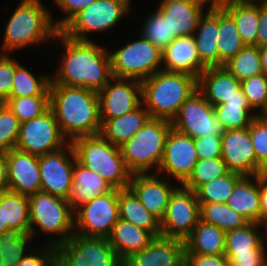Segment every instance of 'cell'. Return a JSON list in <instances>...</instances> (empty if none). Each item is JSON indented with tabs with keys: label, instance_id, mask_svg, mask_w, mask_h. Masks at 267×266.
I'll return each instance as SVG.
<instances>
[{
	"label": "cell",
	"instance_id": "ffe728a7",
	"mask_svg": "<svg viewBox=\"0 0 267 266\" xmlns=\"http://www.w3.org/2000/svg\"><path fill=\"white\" fill-rule=\"evenodd\" d=\"M5 156L8 190L27 196L41 191L38 156L16 148Z\"/></svg>",
	"mask_w": 267,
	"mask_h": 266
},
{
	"label": "cell",
	"instance_id": "5bb4252c",
	"mask_svg": "<svg viewBox=\"0 0 267 266\" xmlns=\"http://www.w3.org/2000/svg\"><path fill=\"white\" fill-rule=\"evenodd\" d=\"M75 159L70 142L56 151L39 156L41 191L68 200L73 184Z\"/></svg>",
	"mask_w": 267,
	"mask_h": 266
},
{
	"label": "cell",
	"instance_id": "d6a6232c",
	"mask_svg": "<svg viewBox=\"0 0 267 266\" xmlns=\"http://www.w3.org/2000/svg\"><path fill=\"white\" fill-rule=\"evenodd\" d=\"M214 111L223 131L247 128L257 115L246 96L231 97L224 104L214 106Z\"/></svg>",
	"mask_w": 267,
	"mask_h": 266
},
{
	"label": "cell",
	"instance_id": "44dd1931",
	"mask_svg": "<svg viewBox=\"0 0 267 266\" xmlns=\"http://www.w3.org/2000/svg\"><path fill=\"white\" fill-rule=\"evenodd\" d=\"M124 266H185V243L180 239L155 237L144 250L127 258Z\"/></svg>",
	"mask_w": 267,
	"mask_h": 266
},
{
	"label": "cell",
	"instance_id": "484cf974",
	"mask_svg": "<svg viewBox=\"0 0 267 266\" xmlns=\"http://www.w3.org/2000/svg\"><path fill=\"white\" fill-rule=\"evenodd\" d=\"M218 31V9L206 10L193 34L198 56L206 68L219 67Z\"/></svg>",
	"mask_w": 267,
	"mask_h": 266
},
{
	"label": "cell",
	"instance_id": "4dcf8cb0",
	"mask_svg": "<svg viewBox=\"0 0 267 266\" xmlns=\"http://www.w3.org/2000/svg\"><path fill=\"white\" fill-rule=\"evenodd\" d=\"M184 243L185 254L222 255L225 254L226 232L200 220Z\"/></svg>",
	"mask_w": 267,
	"mask_h": 266
},
{
	"label": "cell",
	"instance_id": "74e56055",
	"mask_svg": "<svg viewBox=\"0 0 267 266\" xmlns=\"http://www.w3.org/2000/svg\"><path fill=\"white\" fill-rule=\"evenodd\" d=\"M29 68L20 64L16 68L14 83L9 97H26L33 95H50V74L40 73L36 77Z\"/></svg>",
	"mask_w": 267,
	"mask_h": 266
},
{
	"label": "cell",
	"instance_id": "277c9868",
	"mask_svg": "<svg viewBox=\"0 0 267 266\" xmlns=\"http://www.w3.org/2000/svg\"><path fill=\"white\" fill-rule=\"evenodd\" d=\"M197 90V78L160 70L141 81L142 104L150 118L172 121L181 105Z\"/></svg>",
	"mask_w": 267,
	"mask_h": 266
},
{
	"label": "cell",
	"instance_id": "cb8c5ba5",
	"mask_svg": "<svg viewBox=\"0 0 267 266\" xmlns=\"http://www.w3.org/2000/svg\"><path fill=\"white\" fill-rule=\"evenodd\" d=\"M157 10L168 21L170 34L193 36L205 8L193 0H160Z\"/></svg>",
	"mask_w": 267,
	"mask_h": 266
},
{
	"label": "cell",
	"instance_id": "7402d4cb",
	"mask_svg": "<svg viewBox=\"0 0 267 266\" xmlns=\"http://www.w3.org/2000/svg\"><path fill=\"white\" fill-rule=\"evenodd\" d=\"M197 90L213 107L231 97L245 96L241 81L225 67L206 68L197 79Z\"/></svg>",
	"mask_w": 267,
	"mask_h": 266
},
{
	"label": "cell",
	"instance_id": "30bf717a",
	"mask_svg": "<svg viewBox=\"0 0 267 266\" xmlns=\"http://www.w3.org/2000/svg\"><path fill=\"white\" fill-rule=\"evenodd\" d=\"M56 250L60 266H124V261L104 237L74 233Z\"/></svg>",
	"mask_w": 267,
	"mask_h": 266
},
{
	"label": "cell",
	"instance_id": "91938a15",
	"mask_svg": "<svg viewBox=\"0 0 267 266\" xmlns=\"http://www.w3.org/2000/svg\"><path fill=\"white\" fill-rule=\"evenodd\" d=\"M12 233L7 224H4L3 215V192L0 193V235Z\"/></svg>",
	"mask_w": 267,
	"mask_h": 266
},
{
	"label": "cell",
	"instance_id": "816d5d0a",
	"mask_svg": "<svg viewBox=\"0 0 267 266\" xmlns=\"http://www.w3.org/2000/svg\"><path fill=\"white\" fill-rule=\"evenodd\" d=\"M96 0H53L65 15L61 20H53L58 30H61L78 12L93 4Z\"/></svg>",
	"mask_w": 267,
	"mask_h": 266
},
{
	"label": "cell",
	"instance_id": "f5cc1de1",
	"mask_svg": "<svg viewBox=\"0 0 267 266\" xmlns=\"http://www.w3.org/2000/svg\"><path fill=\"white\" fill-rule=\"evenodd\" d=\"M229 266H264L266 253L225 254Z\"/></svg>",
	"mask_w": 267,
	"mask_h": 266
},
{
	"label": "cell",
	"instance_id": "8d00e7d4",
	"mask_svg": "<svg viewBox=\"0 0 267 266\" xmlns=\"http://www.w3.org/2000/svg\"><path fill=\"white\" fill-rule=\"evenodd\" d=\"M200 220L228 232L245 227L250 222L226 203H199Z\"/></svg>",
	"mask_w": 267,
	"mask_h": 266
},
{
	"label": "cell",
	"instance_id": "f1b7e54d",
	"mask_svg": "<svg viewBox=\"0 0 267 266\" xmlns=\"http://www.w3.org/2000/svg\"><path fill=\"white\" fill-rule=\"evenodd\" d=\"M226 204L232 210L244 216L249 222L259 223V176H243L236 183Z\"/></svg>",
	"mask_w": 267,
	"mask_h": 266
},
{
	"label": "cell",
	"instance_id": "836d02e7",
	"mask_svg": "<svg viewBox=\"0 0 267 266\" xmlns=\"http://www.w3.org/2000/svg\"><path fill=\"white\" fill-rule=\"evenodd\" d=\"M224 9L234 18L242 42L245 45H256L259 1L231 0Z\"/></svg>",
	"mask_w": 267,
	"mask_h": 266
},
{
	"label": "cell",
	"instance_id": "11a10c76",
	"mask_svg": "<svg viewBox=\"0 0 267 266\" xmlns=\"http://www.w3.org/2000/svg\"><path fill=\"white\" fill-rule=\"evenodd\" d=\"M267 45V4L259 1V21L257 29L256 46Z\"/></svg>",
	"mask_w": 267,
	"mask_h": 266
},
{
	"label": "cell",
	"instance_id": "f6af8a7d",
	"mask_svg": "<svg viewBox=\"0 0 267 266\" xmlns=\"http://www.w3.org/2000/svg\"><path fill=\"white\" fill-rule=\"evenodd\" d=\"M241 88L250 107L266 116L267 76L264 73L241 81Z\"/></svg>",
	"mask_w": 267,
	"mask_h": 266
},
{
	"label": "cell",
	"instance_id": "c3c4849f",
	"mask_svg": "<svg viewBox=\"0 0 267 266\" xmlns=\"http://www.w3.org/2000/svg\"><path fill=\"white\" fill-rule=\"evenodd\" d=\"M21 63L9 54H0V103H4L11 95L16 68Z\"/></svg>",
	"mask_w": 267,
	"mask_h": 266
},
{
	"label": "cell",
	"instance_id": "3957f363",
	"mask_svg": "<svg viewBox=\"0 0 267 266\" xmlns=\"http://www.w3.org/2000/svg\"><path fill=\"white\" fill-rule=\"evenodd\" d=\"M49 9L42 2L21 1L8 18L1 53L10 54L29 45L38 47L41 43L54 41L59 30Z\"/></svg>",
	"mask_w": 267,
	"mask_h": 266
},
{
	"label": "cell",
	"instance_id": "bcb514c9",
	"mask_svg": "<svg viewBox=\"0 0 267 266\" xmlns=\"http://www.w3.org/2000/svg\"><path fill=\"white\" fill-rule=\"evenodd\" d=\"M20 121L5 103H0V151L15 149L19 133Z\"/></svg>",
	"mask_w": 267,
	"mask_h": 266
},
{
	"label": "cell",
	"instance_id": "2e32d148",
	"mask_svg": "<svg viewBox=\"0 0 267 266\" xmlns=\"http://www.w3.org/2000/svg\"><path fill=\"white\" fill-rule=\"evenodd\" d=\"M198 160L194 139L172 128L166 139L157 174H166L167 179H174V184L177 182L183 185L193 173Z\"/></svg>",
	"mask_w": 267,
	"mask_h": 266
},
{
	"label": "cell",
	"instance_id": "d590c367",
	"mask_svg": "<svg viewBox=\"0 0 267 266\" xmlns=\"http://www.w3.org/2000/svg\"><path fill=\"white\" fill-rule=\"evenodd\" d=\"M4 224L12 232L29 234V197L10 190L3 192Z\"/></svg>",
	"mask_w": 267,
	"mask_h": 266
},
{
	"label": "cell",
	"instance_id": "603a6c76",
	"mask_svg": "<svg viewBox=\"0 0 267 266\" xmlns=\"http://www.w3.org/2000/svg\"><path fill=\"white\" fill-rule=\"evenodd\" d=\"M205 69L193 36L176 37L162 50V70L186 73L198 79Z\"/></svg>",
	"mask_w": 267,
	"mask_h": 266
},
{
	"label": "cell",
	"instance_id": "a7ac6f4b",
	"mask_svg": "<svg viewBox=\"0 0 267 266\" xmlns=\"http://www.w3.org/2000/svg\"><path fill=\"white\" fill-rule=\"evenodd\" d=\"M266 116H267V98H266Z\"/></svg>",
	"mask_w": 267,
	"mask_h": 266
},
{
	"label": "cell",
	"instance_id": "7a4b0ae2",
	"mask_svg": "<svg viewBox=\"0 0 267 266\" xmlns=\"http://www.w3.org/2000/svg\"><path fill=\"white\" fill-rule=\"evenodd\" d=\"M50 109L63 137L74 139L98 135L101 130L99 99L96 91L77 86L50 84Z\"/></svg>",
	"mask_w": 267,
	"mask_h": 266
},
{
	"label": "cell",
	"instance_id": "db71d44e",
	"mask_svg": "<svg viewBox=\"0 0 267 266\" xmlns=\"http://www.w3.org/2000/svg\"><path fill=\"white\" fill-rule=\"evenodd\" d=\"M185 266H229L225 254L200 255L185 254Z\"/></svg>",
	"mask_w": 267,
	"mask_h": 266
},
{
	"label": "cell",
	"instance_id": "7c38bea8",
	"mask_svg": "<svg viewBox=\"0 0 267 266\" xmlns=\"http://www.w3.org/2000/svg\"><path fill=\"white\" fill-rule=\"evenodd\" d=\"M200 221V204L196 192L183 185L173 191L165 215L160 221L161 236L185 240Z\"/></svg>",
	"mask_w": 267,
	"mask_h": 266
},
{
	"label": "cell",
	"instance_id": "f35d334b",
	"mask_svg": "<svg viewBox=\"0 0 267 266\" xmlns=\"http://www.w3.org/2000/svg\"><path fill=\"white\" fill-rule=\"evenodd\" d=\"M224 67L239 81L261 74L259 47L245 45Z\"/></svg>",
	"mask_w": 267,
	"mask_h": 266
},
{
	"label": "cell",
	"instance_id": "6da1fadb",
	"mask_svg": "<svg viewBox=\"0 0 267 266\" xmlns=\"http://www.w3.org/2000/svg\"><path fill=\"white\" fill-rule=\"evenodd\" d=\"M64 47L50 84L77 86L99 92L112 78L108 49L92 40H75L60 30L54 42Z\"/></svg>",
	"mask_w": 267,
	"mask_h": 266
},
{
	"label": "cell",
	"instance_id": "7bdbcfd3",
	"mask_svg": "<svg viewBox=\"0 0 267 266\" xmlns=\"http://www.w3.org/2000/svg\"><path fill=\"white\" fill-rule=\"evenodd\" d=\"M228 173L229 170L222 157L198 160L193 173L183 186L196 192L202 185Z\"/></svg>",
	"mask_w": 267,
	"mask_h": 266
},
{
	"label": "cell",
	"instance_id": "4316f807",
	"mask_svg": "<svg viewBox=\"0 0 267 266\" xmlns=\"http://www.w3.org/2000/svg\"><path fill=\"white\" fill-rule=\"evenodd\" d=\"M150 115L141 103L133 111L109 120H101L100 135L113 145L121 146L135 136L148 121Z\"/></svg>",
	"mask_w": 267,
	"mask_h": 266
},
{
	"label": "cell",
	"instance_id": "9a60e30c",
	"mask_svg": "<svg viewBox=\"0 0 267 266\" xmlns=\"http://www.w3.org/2000/svg\"><path fill=\"white\" fill-rule=\"evenodd\" d=\"M171 124L173 129L193 139L223 134L214 107L198 90L181 105Z\"/></svg>",
	"mask_w": 267,
	"mask_h": 266
},
{
	"label": "cell",
	"instance_id": "8fae6325",
	"mask_svg": "<svg viewBox=\"0 0 267 266\" xmlns=\"http://www.w3.org/2000/svg\"><path fill=\"white\" fill-rule=\"evenodd\" d=\"M119 219L118 189H113L74 211V233L108 238Z\"/></svg>",
	"mask_w": 267,
	"mask_h": 266
},
{
	"label": "cell",
	"instance_id": "681fc988",
	"mask_svg": "<svg viewBox=\"0 0 267 266\" xmlns=\"http://www.w3.org/2000/svg\"><path fill=\"white\" fill-rule=\"evenodd\" d=\"M16 266H53L57 262L55 247L43 245L34 248Z\"/></svg>",
	"mask_w": 267,
	"mask_h": 266
},
{
	"label": "cell",
	"instance_id": "83f0119b",
	"mask_svg": "<svg viewBox=\"0 0 267 266\" xmlns=\"http://www.w3.org/2000/svg\"><path fill=\"white\" fill-rule=\"evenodd\" d=\"M154 238L149 231L119 219L113 226L108 241L125 261L133 253L144 250Z\"/></svg>",
	"mask_w": 267,
	"mask_h": 266
},
{
	"label": "cell",
	"instance_id": "6f0895ef",
	"mask_svg": "<svg viewBox=\"0 0 267 266\" xmlns=\"http://www.w3.org/2000/svg\"><path fill=\"white\" fill-rule=\"evenodd\" d=\"M8 190L6 156L5 152L0 151V193Z\"/></svg>",
	"mask_w": 267,
	"mask_h": 266
},
{
	"label": "cell",
	"instance_id": "ee69618b",
	"mask_svg": "<svg viewBox=\"0 0 267 266\" xmlns=\"http://www.w3.org/2000/svg\"><path fill=\"white\" fill-rule=\"evenodd\" d=\"M148 14L150 15L146 16L147 18L144 20L142 27H140L141 32L139 34L152 42L157 48L163 50L176 38V36L170 34L168 21L157 9Z\"/></svg>",
	"mask_w": 267,
	"mask_h": 266
},
{
	"label": "cell",
	"instance_id": "1f68e13d",
	"mask_svg": "<svg viewBox=\"0 0 267 266\" xmlns=\"http://www.w3.org/2000/svg\"><path fill=\"white\" fill-rule=\"evenodd\" d=\"M261 227L265 229V232ZM266 232V226L255 222L226 232L225 254L267 253Z\"/></svg>",
	"mask_w": 267,
	"mask_h": 266
},
{
	"label": "cell",
	"instance_id": "ab89813d",
	"mask_svg": "<svg viewBox=\"0 0 267 266\" xmlns=\"http://www.w3.org/2000/svg\"><path fill=\"white\" fill-rule=\"evenodd\" d=\"M243 176L229 172L202 185L197 191L199 203H226Z\"/></svg>",
	"mask_w": 267,
	"mask_h": 266
},
{
	"label": "cell",
	"instance_id": "ba28073f",
	"mask_svg": "<svg viewBox=\"0 0 267 266\" xmlns=\"http://www.w3.org/2000/svg\"><path fill=\"white\" fill-rule=\"evenodd\" d=\"M139 35L117 50H108L112 77L143 81L162 70V50Z\"/></svg>",
	"mask_w": 267,
	"mask_h": 266
},
{
	"label": "cell",
	"instance_id": "60d3db41",
	"mask_svg": "<svg viewBox=\"0 0 267 266\" xmlns=\"http://www.w3.org/2000/svg\"><path fill=\"white\" fill-rule=\"evenodd\" d=\"M20 123L40 117L50 109V95L9 97L4 102Z\"/></svg>",
	"mask_w": 267,
	"mask_h": 266
},
{
	"label": "cell",
	"instance_id": "680465c9",
	"mask_svg": "<svg viewBox=\"0 0 267 266\" xmlns=\"http://www.w3.org/2000/svg\"><path fill=\"white\" fill-rule=\"evenodd\" d=\"M197 4L207 7L206 10L224 9L231 0H193Z\"/></svg>",
	"mask_w": 267,
	"mask_h": 266
},
{
	"label": "cell",
	"instance_id": "52a82bcc",
	"mask_svg": "<svg viewBox=\"0 0 267 266\" xmlns=\"http://www.w3.org/2000/svg\"><path fill=\"white\" fill-rule=\"evenodd\" d=\"M29 234L38 232L55 238L47 239L46 245L57 248L74 234V210L68 200L39 191L29 195ZM40 229V230H38Z\"/></svg>",
	"mask_w": 267,
	"mask_h": 266
},
{
	"label": "cell",
	"instance_id": "89a4df30",
	"mask_svg": "<svg viewBox=\"0 0 267 266\" xmlns=\"http://www.w3.org/2000/svg\"><path fill=\"white\" fill-rule=\"evenodd\" d=\"M53 266H60L57 262Z\"/></svg>",
	"mask_w": 267,
	"mask_h": 266
},
{
	"label": "cell",
	"instance_id": "4fadbf2b",
	"mask_svg": "<svg viewBox=\"0 0 267 266\" xmlns=\"http://www.w3.org/2000/svg\"><path fill=\"white\" fill-rule=\"evenodd\" d=\"M67 143L54 112L49 109L40 117L21 123L15 148L39 157L56 151Z\"/></svg>",
	"mask_w": 267,
	"mask_h": 266
},
{
	"label": "cell",
	"instance_id": "d6986e66",
	"mask_svg": "<svg viewBox=\"0 0 267 266\" xmlns=\"http://www.w3.org/2000/svg\"><path fill=\"white\" fill-rule=\"evenodd\" d=\"M170 183V184H169ZM157 173L132 174L128 188L147 210L160 221L165 215L169 199L178 187Z\"/></svg>",
	"mask_w": 267,
	"mask_h": 266
},
{
	"label": "cell",
	"instance_id": "94428289",
	"mask_svg": "<svg viewBox=\"0 0 267 266\" xmlns=\"http://www.w3.org/2000/svg\"><path fill=\"white\" fill-rule=\"evenodd\" d=\"M262 73L267 76V45L259 47Z\"/></svg>",
	"mask_w": 267,
	"mask_h": 266
},
{
	"label": "cell",
	"instance_id": "03108f58",
	"mask_svg": "<svg viewBox=\"0 0 267 266\" xmlns=\"http://www.w3.org/2000/svg\"><path fill=\"white\" fill-rule=\"evenodd\" d=\"M0 266H5L4 262L0 259Z\"/></svg>",
	"mask_w": 267,
	"mask_h": 266
},
{
	"label": "cell",
	"instance_id": "5b68a950",
	"mask_svg": "<svg viewBox=\"0 0 267 266\" xmlns=\"http://www.w3.org/2000/svg\"><path fill=\"white\" fill-rule=\"evenodd\" d=\"M76 160L97 173L113 189H126L132 173L128 170L119 146L100 134L74 139L71 142Z\"/></svg>",
	"mask_w": 267,
	"mask_h": 266
},
{
	"label": "cell",
	"instance_id": "d4e9b609",
	"mask_svg": "<svg viewBox=\"0 0 267 266\" xmlns=\"http://www.w3.org/2000/svg\"><path fill=\"white\" fill-rule=\"evenodd\" d=\"M111 190L113 188L108 182L75 159L73 184L68 198V203L74 211L82 204Z\"/></svg>",
	"mask_w": 267,
	"mask_h": 266
},
{
	"label": "cell",
	"instance_id": "9c48e42d",
	"mask_svg": "<svg viewBox=\"0 0 267 266\" xmlns=\"http://www.w3.org/2000/svg\"><path fill=\"white\" fill-rule=\"evenodd\" d=\"M130 0H96L78 12L60 31L75 40H91L90 33L107 32L131 13Z\"/></svg>",
	"mask_w": 267,
	"mask_h": 266
},
{
	"label": "cell",
	"instance_id": "e575fe53",
	"mask_svg": "<svg viewBox=\"0 0 267 266\" xmlns=\"http://www.w3.org/2000/svg\"><path fill=\"white\" fill-rule=\"evenodd\" d=\"M219 67L230 61L244 46L234 18L225 10L218 9Z\"/></svg>",
	"mask_w": 267,
	"mask_h": 266
},
{
	"label": "cell",
	"instance_id": "6125c7cd",
	"mask_svg": "<svg viewBox=\"0 0 267 266\" xmlns=\"http://www.w3.org/2000/svg\"><path fill=\"white\" fill-rule=\"evenodd\" d=\"M258 176L267 181V161L261 166Z\"/></svg>",
	"mask_w": 267,
	"mask_h": 266
},
{
	"label": "cell",
	"instance_id": "b9f144b4",
	"mask_svg": "<svg viewBox=\"0 0 267 266\" xmlns=\"http://www.w3.org/2000/svg\"><path fill=\"white\" fill-rule=\"evenodd\" d=\"M30 240H34L31 234H18L15 232L1 235L0 259L5 266H16L35 246Z\"/></svg>",
	"mask_w": 267,
	"mask_h": 266
},
{
	"label": "cell",
	"instance_id": "e0dca14e",
	"mask_svg": "<svg viewBox=\"0 0 267 266\" xmlns=\"http://www.w3.org/2000/svg\"><path fill=\"white\" fill-rule=\"evenodd\" d=\"M100 120H109L129 113L141 103V81L112 77L99 92Z\"/></svg>",
	"mask_w": 267,
	"mask_h": 266
},
{
	"label": "cell",
	"instance_id": "9f6ffc18",
	"mask_svg": "<svg viewBox=\"0 0 267 266\" xmlns=\"http://www.w3.org/2000/svg\"><path fill=\"white\" fill-rule=\"evenodd\" d=\"M260 216L259 224L267 227V181L259 177Z\"/></svg>",
	"mask_w": 267,
	"mask_h": 266
},
{
	"label": "cell",
	"instance_id": "8992f818",
	"mask_svg": "<svg viewBox=\"0 0 267 266\" xmlns=\"http://www.w3.org/2000/svg\"><path fill=\"white\" fill-rule=\"evenodd\" d=\"M170 120L149 118L132 138L120 146L128 170L132 174L157 173L163 159Z\"/></svg>",
	"mask_w": 267,
	"mask_h": 266
},
{
	"label": "cell",
	"instance_id": "003e7915",
	"mask_svg": "<svg viewBox=\"0 0 267 266\" xmlns=\"http://www.w3.org/2000/svg\"><path fill=\"white\" fill-rule=\"evenodd\" d=\"M260 2L267 4V0H260Z\"/></svg>",
	"mask_w": 267,
	"mask_h": 266
},
{
	"label": "cell",
	"instance_id": "e7e4bbea",
	"mask_svg": "<svg viewBox=\"0 0 267 266\" xmlns=\"http://www.w3.org/2000/svg\"><path fill=\"white\" fill-rule=\"evenodd\" d=\"M235 1H252V2H257V1H260V0H235Z\"/></svg>",
	"mask_w": 267,
	"mask_h": 266
},
{
	"label": "cell",
	"instance_id": "be15d7a7",
	"mask_svg": "<svg viewBox=\"0 0 267 266\" xmlns=\"http://www.w3.org/2000/svg\"><path fill=\"white\" fill-rule=\"evenodd\" d=\"M21 1H29V2H43L41 0H21Z\"/></svg>",
	"mask_w": 267,
	"mask_h": 266
},
{
	"label": "cell",
	"instance_id": "f907efd6",
	"mask_svg": "<svg viewBox=\"0 0 267 266\" xmlns=\"http://www.w3.org/2000/svg\"><path fill=\"white\" fill-rule=\"evenodd\" d=\"M222 135H206L194 139V145L199 160L221 157Z\"/></svg>",
	"mask_w": 267,
	"mask_h": 266
},
{
	"label": "cell",
	"instance_id": "7dc6e473",
	"mask_svg": "<svg viewBox=\"0 0 267 266\" xmlns=\"http://www.w3.org/2000/svg\"><path fill=\"white\" fill-rule=\"evenodd\" d=\"M252 146L260 166L267 161V116L257 114L249 126Z\"/></svg>",
	"mask_w": 267,
	"mask_h": 266
},
{
	"label": "cell",
	"instance_id": "ac0fdd59",
	"mask_svg": "<svg viewBox=\"0 0 267 266\" xmlns=\"http://www.w3.org/2000/svg\"><path fill=\"white\" fill-rule=\"evenodd\" d=\"M221 149L229 172L241 176L259 174L261 166L256 160L249 127L223 131Z\"/></svg>",
	"mask_w": 267,
	"mask_h": 266
},
{
	"label": "cell",
	"instance_id": "f546056e",
	"mask_svg": "<svg viewBox=\"0 0 267 266\" xmlns=\"http://www.w3.org/2000/svg\"><path fill=\"white\" fill-rule=\"evenodd\" d=\"M119 218L149 231L154 237L161 236L160 220L151 214L129 189H118Z\"/></svg>",
	"mask_w": 267,
	"mask_h": 266
}]
</instances>
